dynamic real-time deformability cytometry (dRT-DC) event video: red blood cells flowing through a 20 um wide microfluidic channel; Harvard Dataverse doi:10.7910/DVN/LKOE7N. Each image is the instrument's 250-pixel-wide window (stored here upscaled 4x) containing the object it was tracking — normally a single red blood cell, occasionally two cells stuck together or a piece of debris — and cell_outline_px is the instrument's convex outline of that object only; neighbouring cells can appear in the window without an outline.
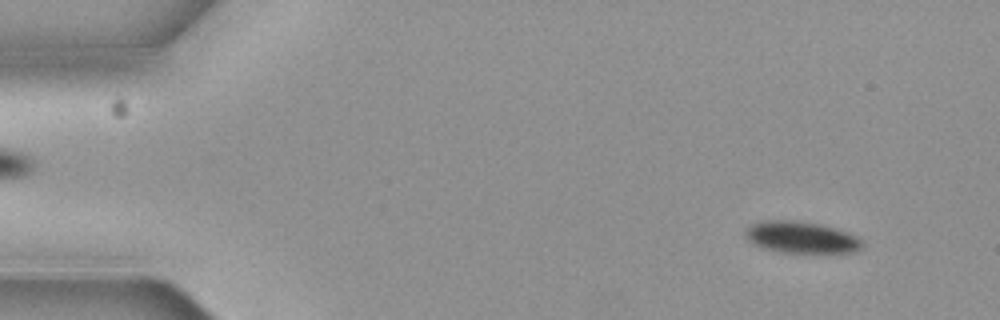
{"species": "common noctule bat (a hibernating species)", "species_latin": "Nyctalus noctula", "temperature_condition": "cold", "stored_images_in_passage": 5, "camera_frame_rate_fps": 3000, "um_per_image_px": 0.085, "animal": {"sex": "female", "body_mass_g": 19.3, "forearm_length_mm": 54.1}, "frame": {"image": 1, "passage_image": 1, "time_ms": 0.0, "image_size_px": [1000, 320], "cell_outline_px": [[864, 244], [860, 248], [852, 252], [780, 252], [760, 248], [752, 244], [748, 240], [744, 232], [752, 224], [768, 220], [788, 220], [816, 224], [832, 228], [856, 236]], "centroid_in_image_um": [68.03, 20.19], "position_along_channel_um": 17.0, "area_um2": 21.04}}